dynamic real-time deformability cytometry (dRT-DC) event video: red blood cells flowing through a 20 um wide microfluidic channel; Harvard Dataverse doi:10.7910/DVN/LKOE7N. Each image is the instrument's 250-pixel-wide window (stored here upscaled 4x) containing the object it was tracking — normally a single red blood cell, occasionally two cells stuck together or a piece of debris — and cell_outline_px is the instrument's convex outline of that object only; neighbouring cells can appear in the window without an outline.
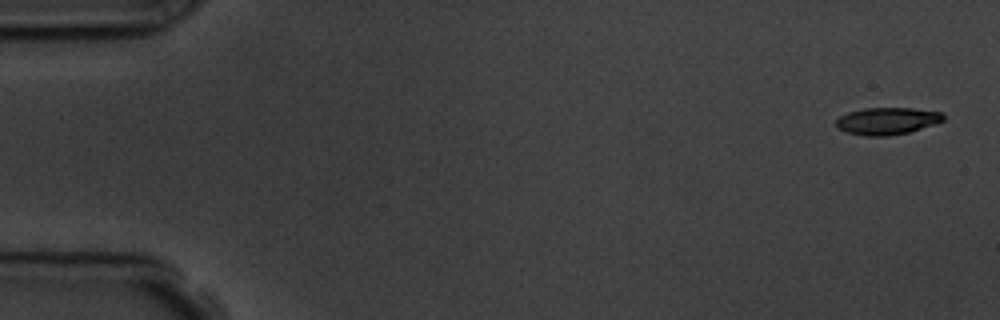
{"species": "common noctule bat (a hibernating species)", "species_latin": "Nyctalus noctula", "temperature_condition": "room temperature", "stored_images_in_passage": 5, "camera_frame_rate_fps": 3000, "um_per_image_px": 0.085, "animal": {"sex": "male", "body_mass_g": 19.5, "forearm_length_mm": 54.6}, "frame": {"image": 1, "passage_image": 1, "time_ms": 0.0, "image_size_px": [1000, 320], "cell_outline_px": [[944, 120], [908, 132], [888, 136], [864, 136], [844, 132], [836, 128], [836, 120], [840, 116], [848, 112], [864, 108], [912, 108], [940, 112], [944, 116]], "centroid_in_image_um": [75.33, 10.29], "position_along_channel_um": 9.7, "area_um2": 16.88}}